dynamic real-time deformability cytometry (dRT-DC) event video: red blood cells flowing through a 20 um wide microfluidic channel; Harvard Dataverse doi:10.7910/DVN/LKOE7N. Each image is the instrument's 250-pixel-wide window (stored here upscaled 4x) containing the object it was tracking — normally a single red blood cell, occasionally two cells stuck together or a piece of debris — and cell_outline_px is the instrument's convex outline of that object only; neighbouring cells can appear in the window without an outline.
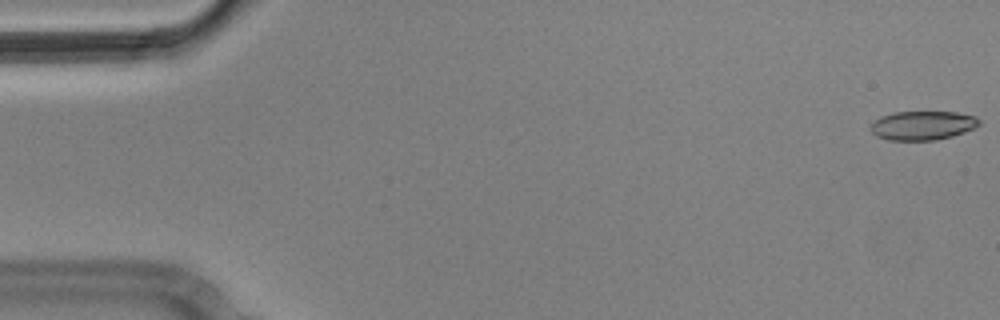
{"species": "Egyptian fruit bat (a non-hibernating species)", "species_latin": "Rousettus aegyptiacus", "temperature_condition": "cold", "stored_images_in_passage": 11, "camera_frame_rate_fps": 3000, "um_per_image_px": 0.085, "animal": {"sex": "male"}, "frame": {"image": 1, "passage_image": 1, "time_ms": 0.0, "image_size_px": [1000, 320], "cell_outline_px": [[980, 124], [964, 132], [952, 136], [936, 140], [888, 140], [876, 136], [872, 132], [872, 124], [880, 116], [892, 112], [956, 112], [976, 116], [980, 120]], "centroid_in_image_um": [78.43, 10.66], "position_along_channel_um": 6.6, "area_um2": 18.26}}
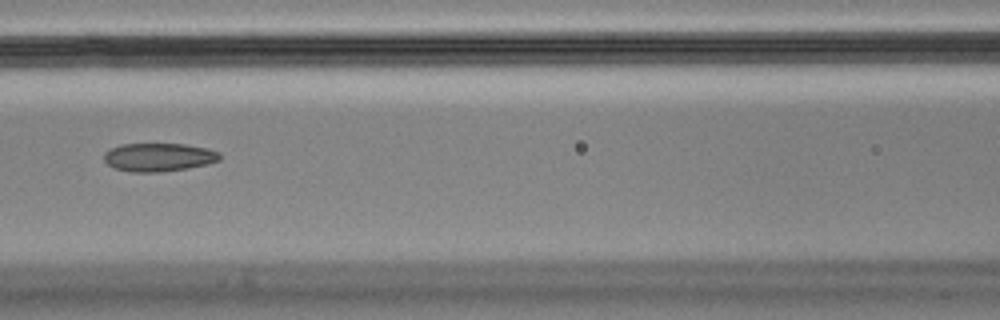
{"frame": {"image": 2, "passage_image": 7, "time_ms": 2.0, "image_size_px": [1000, 320], "cell_outline_px": [[220, 160], [208, 164], [188, 168], [156, 172], [132, 172], [116, 168], [108, 164], [104, 160], [104, 152], [120, 144], [184, 144], [208, 148], [220, 152]], "centroid_in_image_um": [13.51, 13.35], "position_along_channel_um": 153.1, "area_um2": 19.07}}
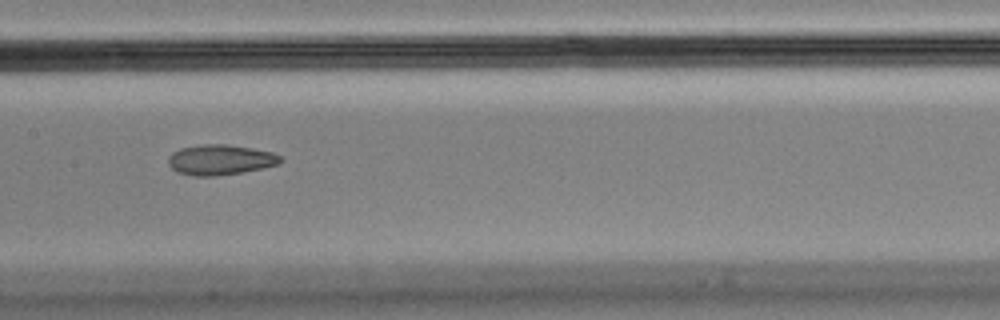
{"frame": {"image": 3, "passage_image": 8, "time_ms": 2.333, "image_size_px": [1000, 320], "cell_outline_px": [[284, 160], [280, 164], [264, 168], [216, 176], [192, 176], [176, 172], [168, 164], [168, 156], [172, 152], [180, 148], [204, 144], [228, 144], [252, 148], [272, 152], [280, 156]], "centroid_in_image_um": [18.72, 13.58], "position_along_channel_um": 188.7, "area_um2": 20.0}}